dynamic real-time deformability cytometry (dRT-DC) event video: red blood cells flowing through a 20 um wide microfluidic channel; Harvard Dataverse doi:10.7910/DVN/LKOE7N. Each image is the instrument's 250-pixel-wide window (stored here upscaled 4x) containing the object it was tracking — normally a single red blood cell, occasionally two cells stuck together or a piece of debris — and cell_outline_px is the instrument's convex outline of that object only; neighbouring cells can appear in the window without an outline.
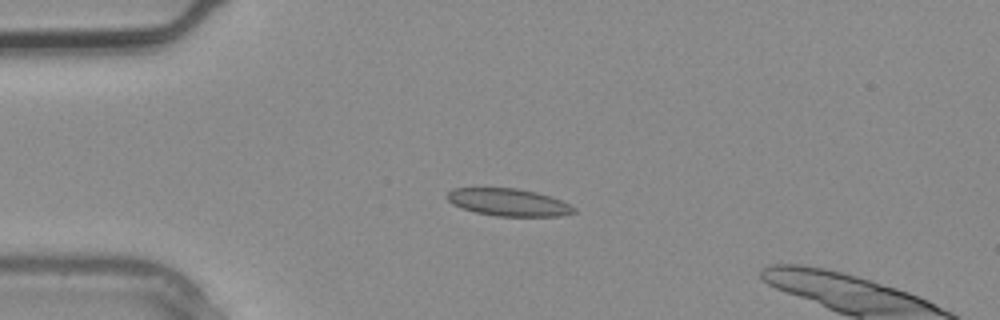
{"species": "common noctule bat (a hibernating species)", "species_latin": "Nyctalus noctula", "temperature_condition": "warm", "stored_images_in_passage": 3, "camera_frame_rate_fps": 3000, "um_per_image_px": 0.085, "animal": {"sex": "male", "body_mass_g": 20.4}, "frame": {"image": 1, "passage_image": 2, "time_ms": 0.333, "image_size_px": [1000, 320], "cell_outline_px": [[576, 212], [560, 216], [496, 216], [476, 212], [452, 204], [448, 200], [448, 192], [452, 188], [516, 188], [536, 192], [552, 196], [576, 208]], "centroid_in_image_um": [43.24, 17.19], "position_along_channel_um": 41.8, "area_um2": 20.11}}